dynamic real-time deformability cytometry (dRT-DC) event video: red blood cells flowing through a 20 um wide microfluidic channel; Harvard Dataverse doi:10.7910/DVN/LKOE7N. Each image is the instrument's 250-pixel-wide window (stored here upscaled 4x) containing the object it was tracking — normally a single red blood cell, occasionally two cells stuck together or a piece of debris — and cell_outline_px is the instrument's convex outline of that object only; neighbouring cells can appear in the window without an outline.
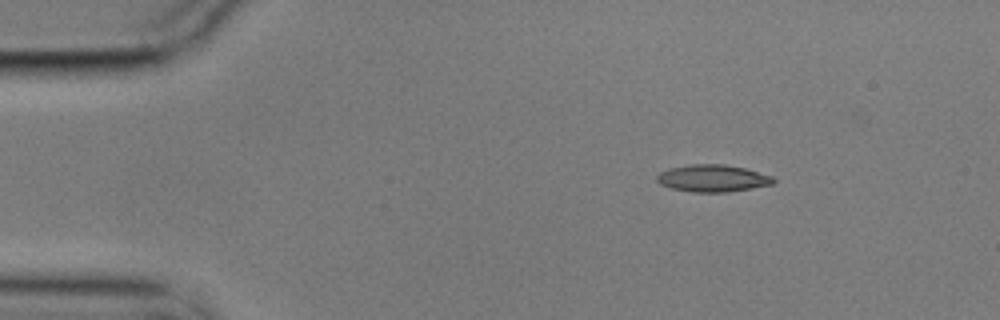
{"species": "common noctule bat (a hibernating species)", "species_latin": "Nyctalus noctula", "temperature_condition": "cold", "stored_images_in_passage": 49, "camera_frame_rate_fps": 3000, "um_per_image_px": 0.085, "animal": {"sex": "male", "body_mass_g": 17.9}, "frame": {"image": 1, "passage_image": 1, "time_ms": 0.0, "image_size_px": [1000, 320], "cell_outline_px": [[776, 180], [772, 184], [752, 188], [728, 192], [692, 192], [672, 188], [660, 184], [656, 180], [656, 176], [660, 172], [672, 168], [692, 164], [724, 164], [744, 168], [772, 176]], "centroid_in_image_um": [60.58, 15.16], "position_along_channel_um": 24.4, "area_um2": 18.26}}
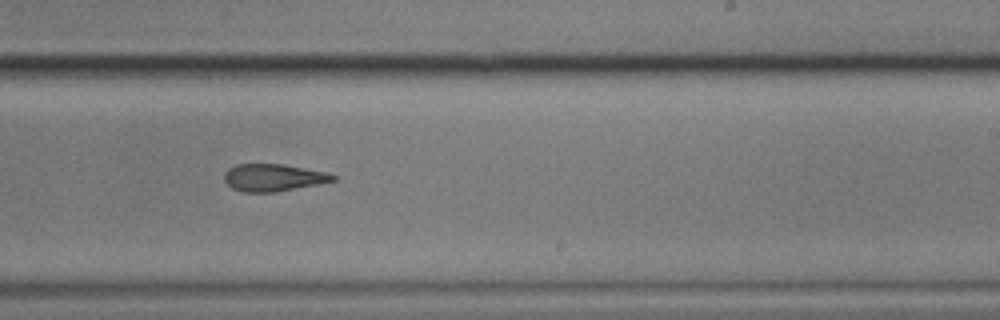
{"frame": {"image": 2, "passage_image": 27, "time_ms": 8.667, "image_size_px": [1000, 320], "cell_outline_px": [[336, 180], [276, 192], [244, 192], [232, 188], [224, 180], [224, 172], [228, 168], [236, 164], [284, 164], [328, 172], [336, 176]], "centroid_in_image_um": [23.21, 15.08], "position_along_channel_um": 265.8, "area_um2": 17.28}}
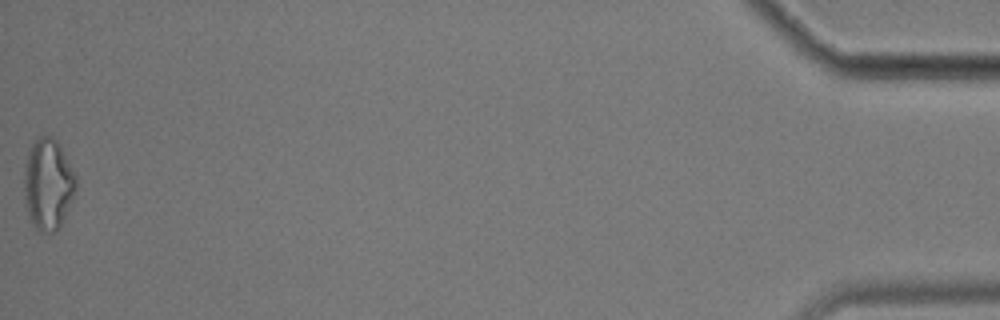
{"frame": {"image": 3, "passage_image": 49, "time_ms": 16.0, "image_size_px": [1000, 320], "cell_outline_px": [[76, 188], [60, 228], [56, 232], [48, 232], [36, 228], [28, 220], [24, 200], [24, 164], [28, 152], [32, 144], [40, 136], [52, 136], [56, 140], [76, 176]], "centroid_in_image_um": [4.05, 15.69], "position_along_channel_um": 431.1, "area_um2": 27.51}, "authors_computed_cell_mechanics": {"area_um2": 18.5538, "velocity_mm_per_s": 3.5535, "shape_relaxation_time_tau1_ms": null, "shape_relaxation_time_tau2_ms": 6.0534, "deformation_change_tau1": null, "deformation_change_tau2": 0.1782}}